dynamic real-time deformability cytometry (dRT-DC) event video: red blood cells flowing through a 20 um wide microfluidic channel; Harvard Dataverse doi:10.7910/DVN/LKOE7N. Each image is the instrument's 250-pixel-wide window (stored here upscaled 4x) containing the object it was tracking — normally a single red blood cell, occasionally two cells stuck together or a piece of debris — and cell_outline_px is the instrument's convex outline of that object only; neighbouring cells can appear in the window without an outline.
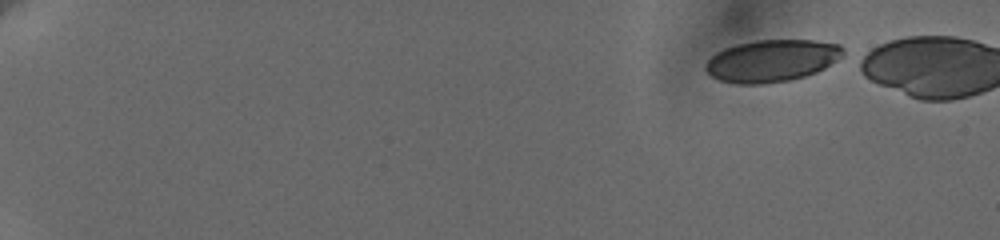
{"species": "human", "species_latin": "Homo sapiens", "temperature_condition": "cold", "stored_images_in_passage": 51, "camera_frame_rate_fps": 3000, "um_per_image_px": 0.085, "donor": {"sex": "female"}, "frame": {"image": 1, "passage_image": 1, "time_ms": 0.0, "image_size_px": [1000, 240], "cell_outline_px": [[844, 56], [824, 68], [816, 72], [804, 76], [788, 80], [764, 84], [736, 84], [720, 80], [712, 76], [704, 68], [704, 64], [716, 52], [724, 48], [736, 44], [756, 40], [812, 40], [840, 44], [844, 48]], "centroid_in_image_um": [65.61, 5.15], "position_along_channel_um": 19.4, "area_um2": 33.81}}
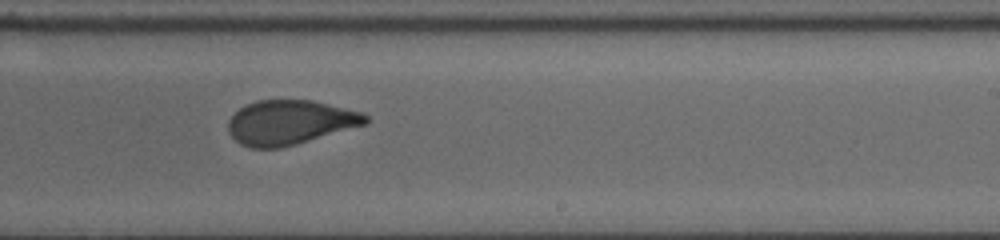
{"frame": {"image": 2, "passage_image": 35, "time_ms": 11.333, "image_size_px": [1000, 240], "cell_outline_px": [[368, 124], [296, 144], [280, 148], [252, 148], [240, 144], [228, 132], [228, 120], [240, 108], [256, 100], [312, 100], [364, 112], [368, 116]], "centroid_in_image_um": [24.67, 10.4], "position_along_channel_um": 264.3, "area_um2": 35.66}}
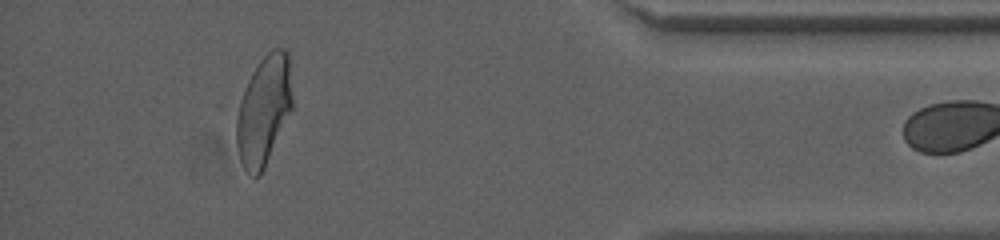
{"frame": {"image": 3, "passage_image": 50, "time_ms": 16.333, "image_size_px": [1000, 240], "cell_outline_px": [[292, 108], [264, 168], [260, 176], [252, 176], [244, 168], [240, 160], [236, 144], [232, 104], [252, 72], [260, 60], [272, 48], [284, 48], [288, 52], [292, 96]], "centroid_in_image_um": [22.33, 9.35], "position_along_channel_um": 412.9, "area_um2": 36.76}}